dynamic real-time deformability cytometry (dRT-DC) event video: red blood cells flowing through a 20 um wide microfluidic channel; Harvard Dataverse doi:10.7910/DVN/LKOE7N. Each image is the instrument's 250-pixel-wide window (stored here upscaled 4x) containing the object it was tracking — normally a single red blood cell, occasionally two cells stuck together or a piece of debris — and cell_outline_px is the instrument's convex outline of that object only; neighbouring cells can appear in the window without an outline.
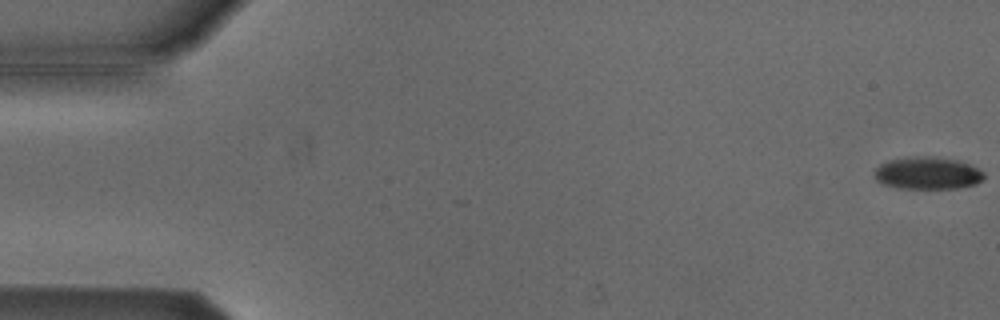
{"species": "Egyptian fruit bat (a non-hibernating species)", "species_latin": "Rousettus aegyptiacus", "temperature_condition": "cold", "stored_images_in_passage": 15, "camera_frame_rate_fps": 3000, "um_per_image_px": 0.085, "animal": {"sex": "male"}, "frame": {"image": 1, "passage_image": 1, "time_ms": 0.0, "image_size_px": [1000, 320], "cell_outline_px": [[984, 180], [976, 184], [960, 188], [896, 188], [880, 184], [872, 176], [872, 172], [880, 164], [888, 160], [908, 156], [936, 156], [956, 160], [968, 164], [984, 172]], "centroid_in_image_um": [78.78, 14.71], "position_along_channel_um": 6.2, "area_um2": 21.1}}
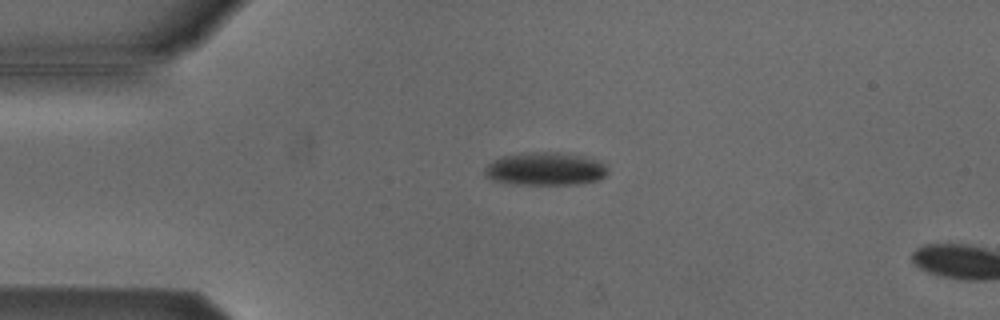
{"frame": {"image": 2, "passage_image": 13, "time_ms": 4.0, "image_size_px": [1000, 320], "cell_outline_px": [[608, 172], [600, 180], [580, 184], [504, 184], [492, 180], [484, 176], [484, 168], [492, 160], [504, 156], [544, 152], [556, 152], [584, 156], [604, 160], [608, 164]], "centroid_in_image_um": [46.41, 14.37], "position_along_channel_um": 38.6, "area_um2": 24.04}}